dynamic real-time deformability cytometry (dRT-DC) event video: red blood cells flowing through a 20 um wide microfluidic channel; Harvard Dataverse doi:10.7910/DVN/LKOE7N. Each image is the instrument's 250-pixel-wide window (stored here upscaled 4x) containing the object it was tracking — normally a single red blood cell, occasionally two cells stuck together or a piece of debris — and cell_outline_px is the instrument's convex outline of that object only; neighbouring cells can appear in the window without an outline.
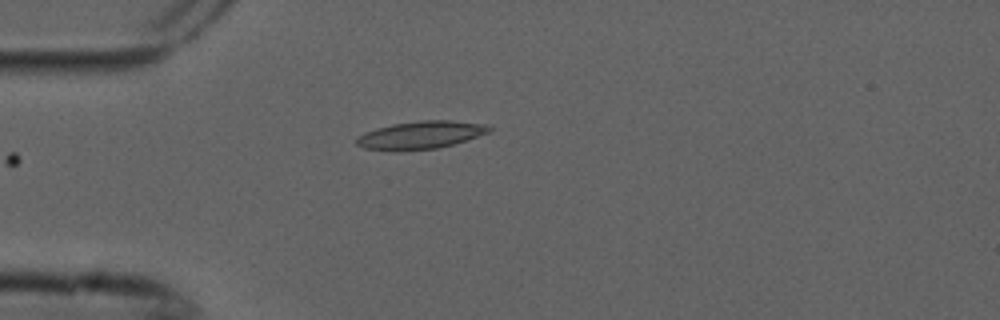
{"species": "common noctule bat (a hibernating species)", "species_latin": "Nyctalus noctula", "temperature_condition": "cold", "stored_images_in_passage": 6, "camera_frame_rate_fps": 3000, "um_per_image_px": 0.085, "animal": {"sex": "male", "forearm_length_mm": 52.5}, "frame": {"image": 1, "passage_image": 6, "time_ms": 1.667, "image_size_px": [1000, 320], "cell_outline_px": [[492, 128], [488, 132], [452, 144], [436, 148], [396, 152], [364, 148], [356, 144], [356, 140], [364, 132], [376, 128], [392, 124], [420, 120], [452, 120], [488, 124]], "centroid_in_image_um": [35.72, 11.47], "position_along_channel_um": 49.3, "area_um2": 21.5}}